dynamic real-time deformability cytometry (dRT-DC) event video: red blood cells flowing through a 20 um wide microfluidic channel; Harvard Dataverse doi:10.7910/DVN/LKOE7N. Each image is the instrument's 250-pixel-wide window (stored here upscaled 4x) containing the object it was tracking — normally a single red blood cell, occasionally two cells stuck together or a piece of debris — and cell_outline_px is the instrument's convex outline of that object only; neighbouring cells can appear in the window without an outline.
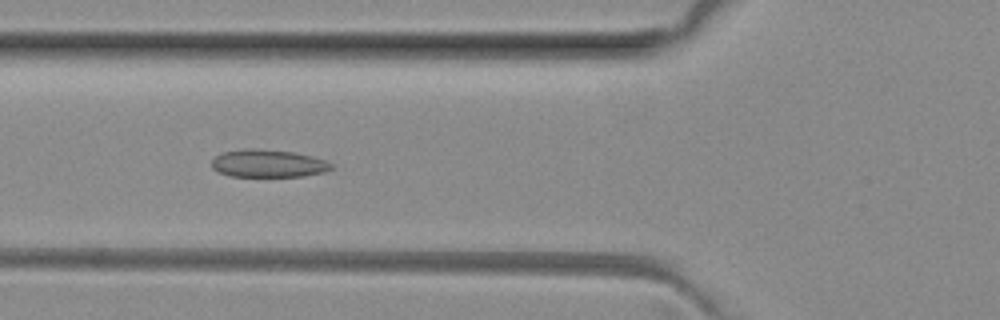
{"species": "common noctule bat (a hibernating species)", "species_latin": "Nyctalus noctula", "temperature_condition": "room temperature", "stored_images_in_passage": 51, "camera_frame_rate_fps": 3000, "um_per_image_px": 0.085, "animal": {"sex": "female", "body_mass_g": 29.2, "forearm_length_mm": 56.3}, "frame": {"image": 1, "passage_image": 19, "time_ms": 6.0, "image_size_px": [1000, 320], "cell_outline_px": [[332, 168], [324, 172], [304, 176], [228, 176], [212, 168], [212, 160], [216, 156], [224, 152], [244, 148], [256, 148], [292, 152], [312, 156], [324, 160], [332, 164]], "centroid_in_image_um": [22.78, 13.89], "position_along_channel_um": 103.0, "area_um2": 19.19}}
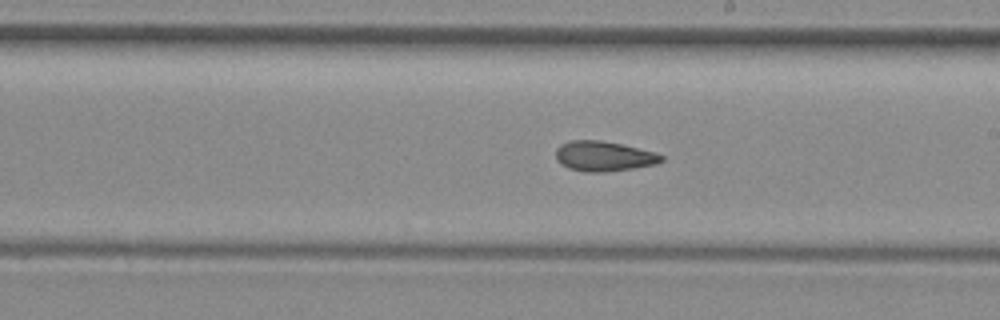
{"frame": {"image": 2, "passage_image": 29, "time_ms": 9.333, "image_size_px": [1000, 320], "cell_outline_px": [[664, 160], [656, 164], [632, 168], [604, 172], [584, 172], [568, 168], [560, 164], [556, 160], [556, 148], [560, 144], [568, 140], [600, 140], [620, 144], [656, 152], [664, 156]], "centroid_in_image_um": [51.29, 13.27], "position_along_channel_um": 237.7, "area_um2": 18.61}}
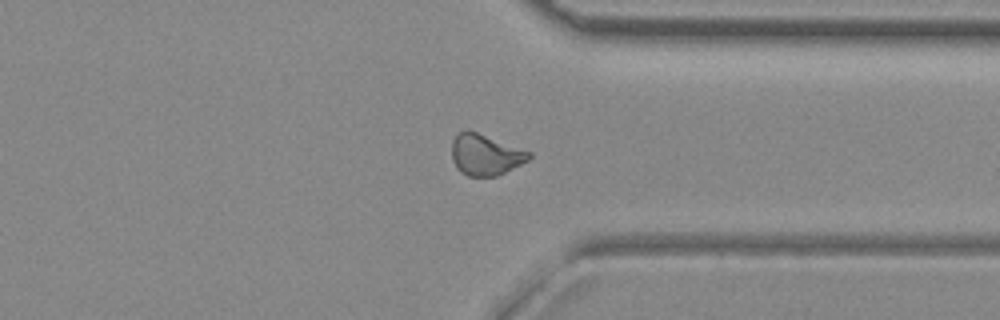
{"frame": {"image": 3, "passage_image": 39, "time_ms": 12.667, "image_size_px": [1000, 320], "cell_outline_px": [[532, 156], [528, 160], [496, 176], [468, 176], [460, 172], [456, 168], [452, 160], [452, 140], [456, 132], [468, 128], [532, 152]], "centroid_in_image_um": [41.22, 13.11], "position_along_channel_um": 370.2, "area_um2": 18.79}, "authors_computed_cell_mechanics": {"area_um2": 19.1896, "velocity_mm_per_s": 4.038, "shape_relaxation_time_tau1_ms": null, "shape_relaxation_time_tau2_ms": 3.0623, "deformation_change_tau1": null, "deformation_change_tau2": 0.0876}}